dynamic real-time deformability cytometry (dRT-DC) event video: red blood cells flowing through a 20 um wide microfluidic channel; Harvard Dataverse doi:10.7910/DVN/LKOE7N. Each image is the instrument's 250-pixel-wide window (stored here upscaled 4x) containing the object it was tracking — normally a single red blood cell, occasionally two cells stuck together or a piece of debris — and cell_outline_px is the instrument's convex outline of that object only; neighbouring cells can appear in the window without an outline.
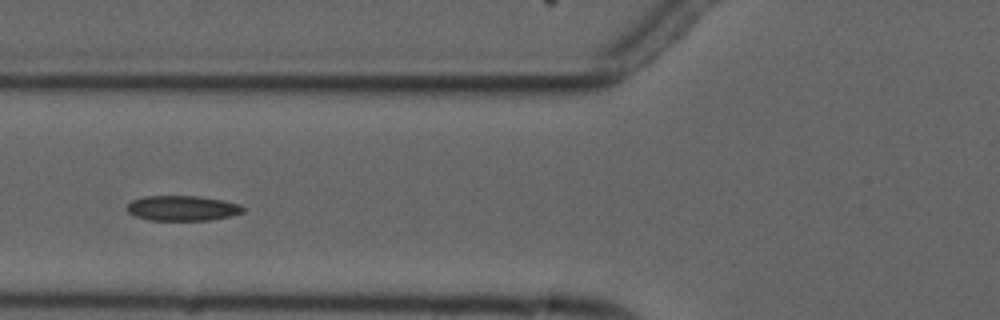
{"species": "common noctule bat (a hibernating species)", "species_latin": "Nyctalus noctula", "temperature_condition": "cold", "stored_images_in_passage": 5, "camera_frame_rate_fps": 3000, "um_per_image_px": 0.085, "animal": {"sex": "male", "forearm_length_mm": 52.5}, "frame": {"image": 1, "passage_image": 5, "time_ms": 4.667, "image_size_px": [1000, 320], "cell_outline_px": [[244, 212], [232, 216], [212, 220], [148, 220], [136, 216], [128, 212], [128, 204], [132, 200], [144, 196], [196, 196], [224, 200], [240, 204], [244, 208]], "centroid_in_image_um": [15.54, 17.7], "position_along_channel_um": 110.3, "area_um2": 17.05}}